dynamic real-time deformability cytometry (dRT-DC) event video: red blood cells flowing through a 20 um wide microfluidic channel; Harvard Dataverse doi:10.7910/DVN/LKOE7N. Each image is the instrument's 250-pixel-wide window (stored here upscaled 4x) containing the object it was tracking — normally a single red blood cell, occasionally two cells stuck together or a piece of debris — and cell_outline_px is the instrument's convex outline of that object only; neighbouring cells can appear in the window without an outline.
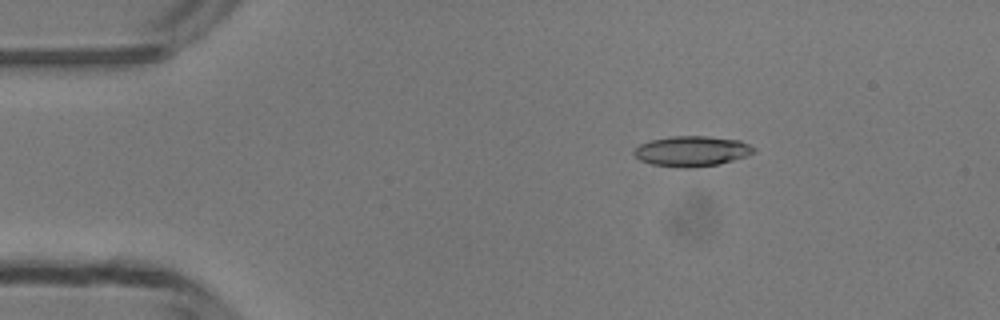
{"species": "common noctule bat (a hibernating species)", "species_latin": "Nyctalus noctula", "temperature_condition": "room temperature", "stored_images_in_passage": 49, "camera_frame_rate_fps": 3000, "um_per_image_px": 0.085, "animal": {"sex": "male", "body_mass_g": 13.3}, "frame": {"image": 1, "passage_image": 8, "time_ms": 2.333, "image_size_px": [1000, 320], "cell_outline_px": [[756, 152], [748, 156], [720, 164], [692, 168], [680, 168], [652, 164], [640, 160], [632, 152], [640, 144], [652, 140], [672, 136], [708, 136], [740, 140], [756, 148]], "centroid_in_image_um": [58.85, 12.86], "position_along_channel_um": 26.1, "area_um2": 21.33}}
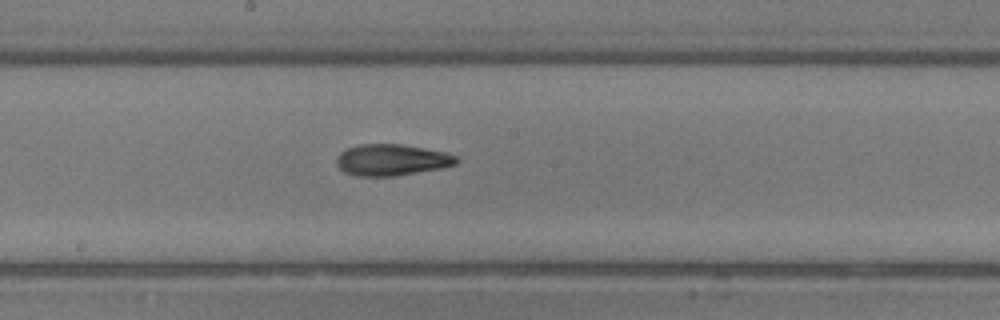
{"frame": {"image": 2, "passage_image": 26, "time_ms": 8.333, "image_size_px": [1000, 320], "cell_outline_px": [[460, 160], [456, 164], [440, 168], [396, 176], [360, 176], [344, 172], [336, 164], [336, 156], [340, 152], [348, 148], [360, 144], [400, 144], [444, 152], [460, 156]], "centroid_in_image_um": [33.3, 13.59], "position_along_channel_um": 214.9, "area_um2": 21.91}}
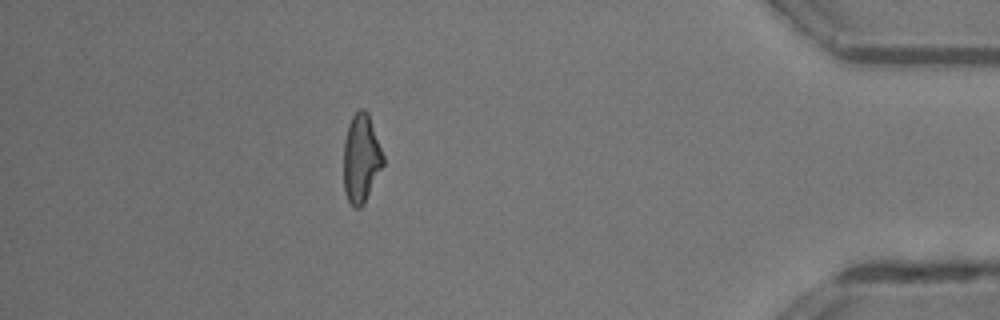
{"frame": {"image": 3, "passage_image": 43, "time_ms": 14.0, "image_size_px": [1000, 320], "cell_outline_px": [[384, 164], [364, 204], [360, 208], [352, 208], [344, 192], [344, 140], [348, 124], [352, 116], [360, 108], [364, 108], [368, 112], [384, 156]], "centroid_in_image_um": [30.69, 13.48], "position_along_channel_um": 404.5, "area_um2": 20.58}, "authors_computed_cell_mechanics": {"area_um2": 21.1548, "velocity_mm_per_s": 4.2301, "shape_relaxation_time_tau1_ms": 5.0663, "shape_relaxation_time_tau2_ms": 5.7063, "deformation_change_tau1": 0.1558, "deformation_change_tau2": 0.1737}}